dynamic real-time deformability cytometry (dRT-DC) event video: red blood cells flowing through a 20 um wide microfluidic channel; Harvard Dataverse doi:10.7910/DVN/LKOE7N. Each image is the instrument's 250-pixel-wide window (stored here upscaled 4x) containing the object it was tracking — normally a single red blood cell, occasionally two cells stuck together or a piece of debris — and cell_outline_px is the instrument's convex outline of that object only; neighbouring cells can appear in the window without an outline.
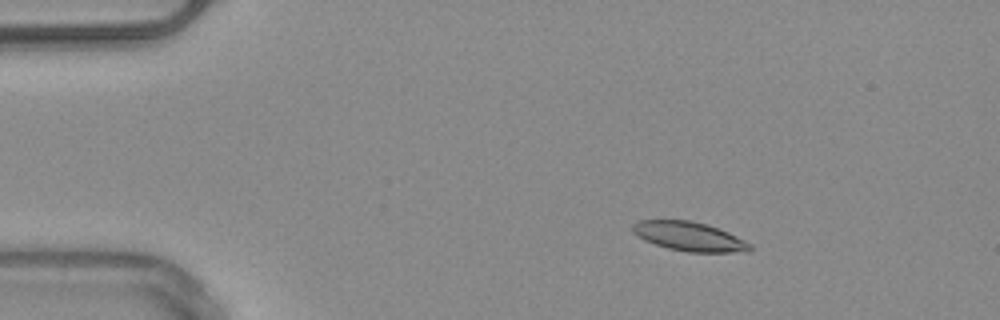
{"species": "common noctule bat (a hibernating species)", "species_latin": "Nyctalus noctula", "temperature_condition": "warm", "stored_images_in_passage": 5, "segment_of_instrument_passage": [1, 2], "camera_frame_rate_fps": 3000, "um_per_image_px": 0.085, "animal": {"sex": "male", "body_mass_g": 20.4}, "frame": {"image": 1, "passage_image": 2, "time_ms": 2.0, "image_size_px": [1000, 320], "cell_outline_px": [[752, 248], [748, 252], [688, 252], [668, 248], [644, 240], [632, 232], [632, 224], [640, 220], [688, 220], [708, 224], [728, 232], [752, 244]], "centroid_in_image_um": [58.6, 20.09], "position_along_channel_um": 26.4, "area_um2": 19.94}}